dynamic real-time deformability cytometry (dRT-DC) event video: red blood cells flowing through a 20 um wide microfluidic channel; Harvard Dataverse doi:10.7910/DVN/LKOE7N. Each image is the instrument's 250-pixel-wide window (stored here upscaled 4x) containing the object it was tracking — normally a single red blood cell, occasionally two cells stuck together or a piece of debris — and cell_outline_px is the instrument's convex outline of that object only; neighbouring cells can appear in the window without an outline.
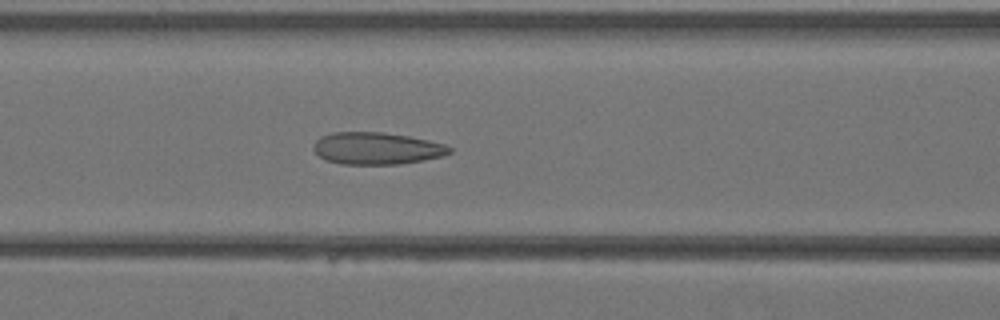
{"species": "Egyptian fruit bat (a non-hibernating species)", "species_latin": "Rousettus aegyptiacus", "temperature_condition": "warm", "stored_images_in_passage": 35, "camera_frame_rate_fps": 3000, "um_per_image_px": 0.085, "animal": {"sex": "female"}, "frame": {"image": 1, "passage_image": 12, "time_ms": 3.667, "image_size_px": [1000, 320], "cell_outline_px": [[452, 152], [444, 156], [424, 160], [400, 164], [340, 164], [324, 160], [312, 148], [312, 144], [320, 136], [332, 132], [384, 132], [408, 136], [428, 140], [444, 144], [452, 148]], "centroid_in_image_um": [32.0, 12.61], "position_along_channel_um": 134.6, "area_um2": 25.66}}
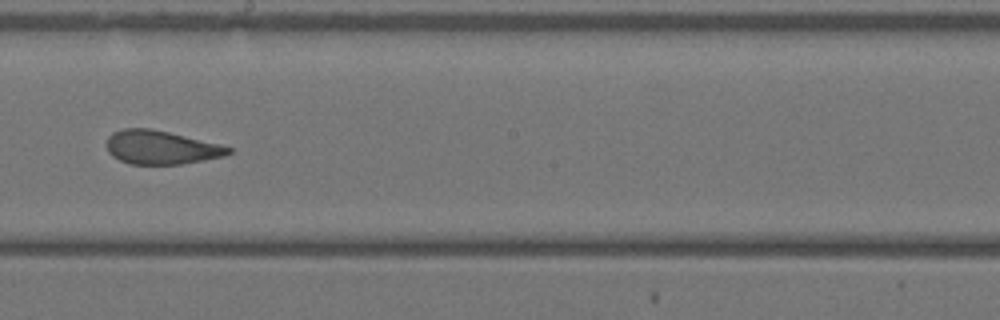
{"frame": {"image": 2, "passage_image": 18, "time_ms": 5.667, "image_size_px": [1000, 320], "cell_outline_px": [[232, 152], [224, 156], [180, 164], [128, 164], [112, 156], [108, 152], [108, 136], [112, 132], [124, 128], [152, 128], [220, 144], [232, 148]], "centroid_in_image_um": [13.67, 12.52], "position_along_channel_um": 234.5, "area_um2": 23.81}}
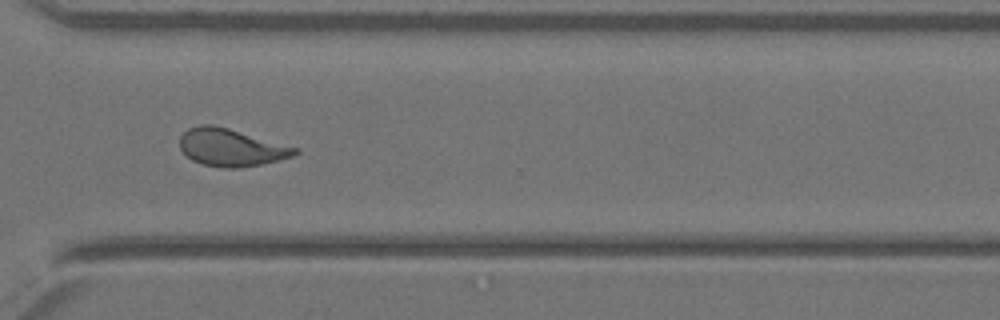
{"frame": {"image": 3, "passage_image": 25, "time_ms": 8.0, "image_size_px": [1000, 320], "cell_outline_px": [[300, 152], [292, 156], [260, 164], [240, 168], [224, 168], [204, 164], [192, 160], [180, 148], [180, 136], [188, 128], [200, 124], [212, 124], [228, 128], [300, 148]], "centroid_in_image_um": [19.65, 12.52], "position_along_channel_um": 351.0, "area_um2": 25.03}}